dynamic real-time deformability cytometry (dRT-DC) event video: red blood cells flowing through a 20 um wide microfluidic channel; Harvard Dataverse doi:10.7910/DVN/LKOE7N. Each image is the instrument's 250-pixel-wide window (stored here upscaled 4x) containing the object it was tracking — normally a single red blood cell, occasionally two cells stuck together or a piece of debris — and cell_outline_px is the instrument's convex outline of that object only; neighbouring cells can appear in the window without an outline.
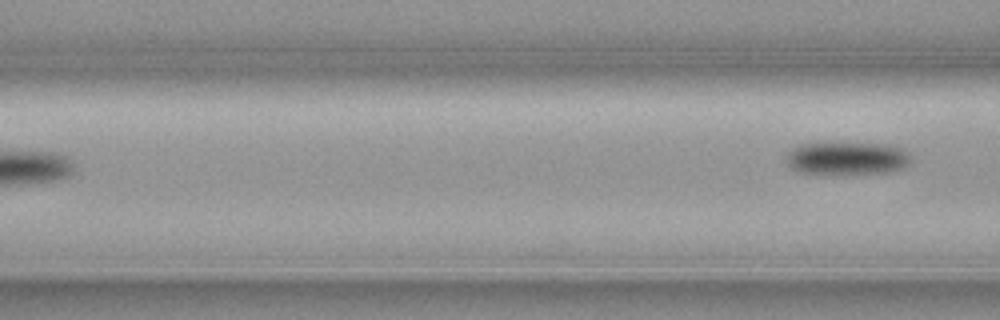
{"species": "common noctule bat (a hibernating species)", "species_latin": "Nyctalus noctula", "temperature_condition": "cold", "stored_images_in_passage": 3, "camera_frame_rate_fps": 3000, "um_per_image_px": 0.085, "animal": {"sex": "female", "body_mass_g": 19.3, "forearm_length_mm": 54.1}, "frame": {"image": 1, "passage_image": 3, "time_ms": 0.667, "image_size_px": [1000, 320], "cell_outline_px": [[912, 160], [904, 168], [888, 172], [832, 176], [800, 172], [792, 168], [788, 160], [788, 152], [792, 148], [800, 144], [888, 144], [900, 148], [908, 152]], "centroid_in_image_um": [72.03, 13.5], "position_along_channel_um": 94.6, "area_um2": 24.16}}